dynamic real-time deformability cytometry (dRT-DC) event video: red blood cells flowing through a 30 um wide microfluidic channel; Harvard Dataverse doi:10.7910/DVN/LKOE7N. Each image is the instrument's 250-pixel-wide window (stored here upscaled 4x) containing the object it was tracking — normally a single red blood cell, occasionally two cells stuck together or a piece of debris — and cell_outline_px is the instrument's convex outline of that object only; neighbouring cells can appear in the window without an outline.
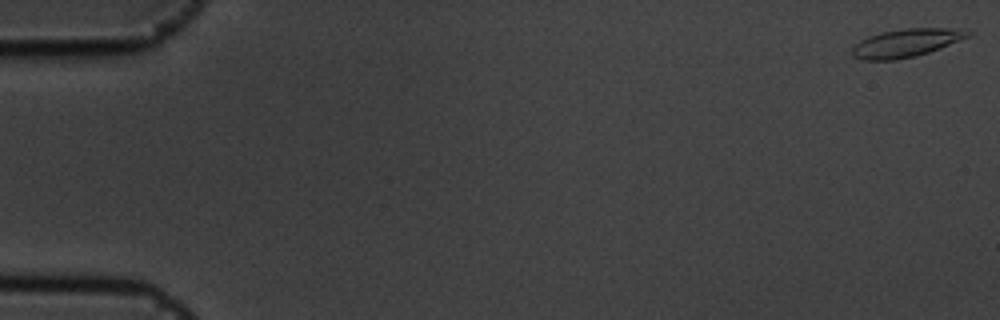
{"species": "common noctule bat (a hibernating species)", "species_latin": "Nyctalus noctula", "temperature_condition": "cold", "stored_images_in_passage": 57, "camera_frame_rate_fps": 3000, "um_per_image_px": 0.085, "animal": {"sex": "male", "body_mass_g": 19.5, "forearm_length_mm": 54.6}, "frame": {"image": 1, "passage_image": 1, "time_ms": 0.0, "image_size_px": [1000, 320], "cell_outline_px": [[976, 32], [972, 36], [940, 48], [916, 56], [896, 60], [864, 60], [852, 56], [852, 48], [860, 40], [868, 36], [880, 32], [904, 28], [964, 28]], "centroid_in_image_um": [77.1, 3.63], "position_along_channel_um": 7.9, "area_um2": 19.36}}
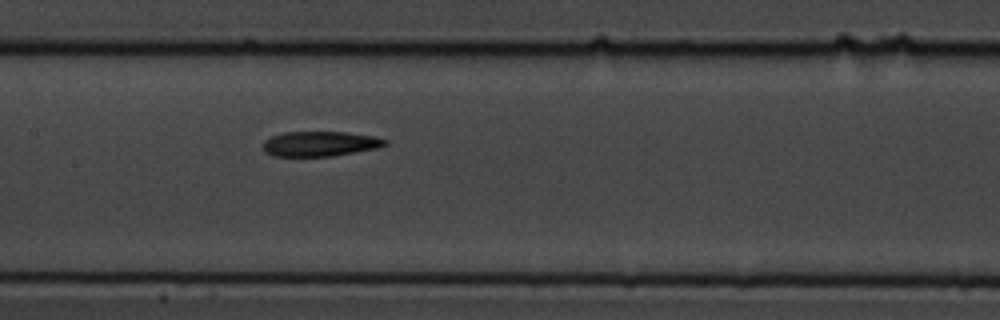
{"frame": {"image": 2, "passage_image": 28, "time_ms": 9.0, "image_size_px": [1000, 320], "cell_outline_px": [[388, 144], [380, 148], [332, 156], [272, 156], [264, 152], [264, 140], [272, 136], [284, 132], [348, 132], [376, 136], [388, 140]], "centroid_in_image_um": [27.25, 12.22], "position_along_channel_um": 180.1, "area_um2": 17.98}}
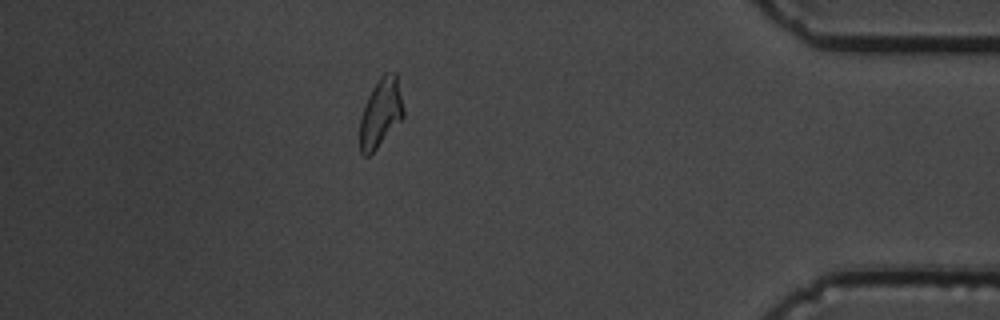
{"frame": {"image": 3, "passage_image": 50, "time_ms": 16.333, "image_size_px": [1000, 320], "cell_outline_px": [[404, 116], [376, 148], [368, 156], [364, 156], [360, 152], [360, 116], [364, 104], [372, 88], [380, 76], [384, 72], [396, 72], [404, 108]], "centroid_in_image_um": [32.35, 9.55], "position_along_channel_um": 402.9, "area_um2": 17.4}, "authors_computed_cell_mechanics": {"area_um2": 18.4382, "velocity_mm_per_s": 3.5737, "shape_relaxation_time_tau1_ms": null, "shape_relaxation_time_tau2_ms": 5.9024, "deformation_change_tau1": null, "deformation_change_tau2": 0.1357}}